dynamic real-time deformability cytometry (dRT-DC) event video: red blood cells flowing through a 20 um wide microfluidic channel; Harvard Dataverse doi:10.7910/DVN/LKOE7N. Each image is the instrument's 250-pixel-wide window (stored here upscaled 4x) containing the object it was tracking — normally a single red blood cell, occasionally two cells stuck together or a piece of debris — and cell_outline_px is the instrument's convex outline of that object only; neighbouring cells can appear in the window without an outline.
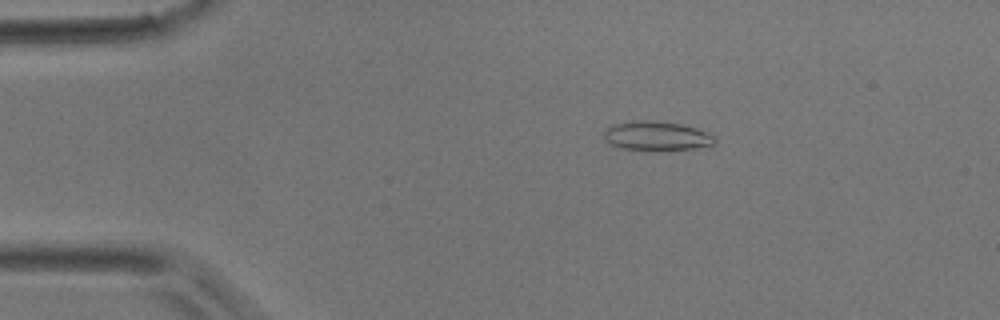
{"species": "common noctule bat (a hibernating species)", "species_latin": "Nyctalus noctula", "temperature_condition": "room temperature", "stored_images_in_passage": 4, "camera_frame_rate_fps": 3000, "um_per_image_px": 0.085, "animal": {"sex": "male", "body_mass_g": 17.9}, "frame": {"image": 1, "passage_image": 2, "time_ms": 0.333, "image_size_px": [1000, 320], "cell_outline_px": [[716, 144], [692, 148], [620, 148], [604, 140], [604, 132], [612, 124], [636, 120], [656, 120], [680, 124], [696, 128], [708, 132], [716, 136]], "centroid_in_image_um": [55.83, 11.5], "position_along_channel_um": 29.2, "area_um2": 18.32}}